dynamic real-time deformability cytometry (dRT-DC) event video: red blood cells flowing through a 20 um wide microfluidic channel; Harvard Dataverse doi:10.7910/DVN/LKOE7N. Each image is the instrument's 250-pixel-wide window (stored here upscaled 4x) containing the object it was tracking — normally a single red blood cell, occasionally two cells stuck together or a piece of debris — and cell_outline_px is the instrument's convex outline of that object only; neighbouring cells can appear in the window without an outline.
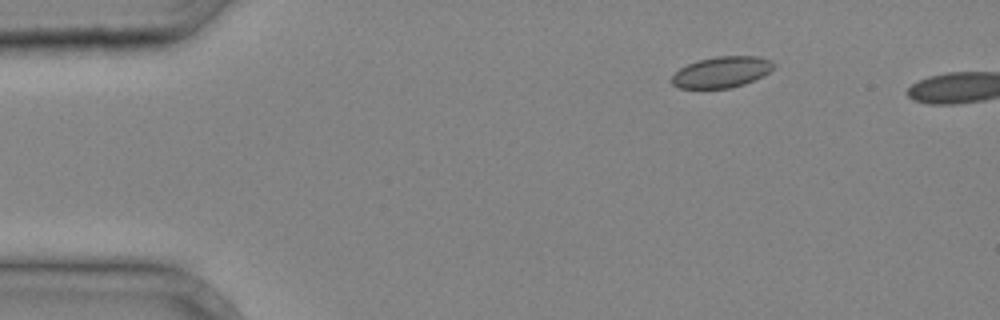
{"species": "common noctule bat (a hibernating species)", "species_latin": "Nyctalus noctula", "temperature_condition": "cold", "stored_images_in_passage": 4, "segment_of_instrument_passage": [2, 2], "camera_frame_rate_fps": 3000, "um_per_image_px": 0.085, "animal": {"sex": "male", "body_mass_g": 20.4}, "frame": {"image": 1, "passage_image": 4, "time_ms": 1.0, "image_size_px": [1000, 320], "cell_outline_px": [[776, 64], [764, 76], [744, 84], [732, 88], [680, 88], [672, 84], [672, 76], [680, 68], [688, 64], [700, 60], [716, 56], [756, 56], [772, 60]], "centroid_in_image_um": [61.37, 6.13], "position_along_channel_um": 23.6, "area_um2": 18.38}}